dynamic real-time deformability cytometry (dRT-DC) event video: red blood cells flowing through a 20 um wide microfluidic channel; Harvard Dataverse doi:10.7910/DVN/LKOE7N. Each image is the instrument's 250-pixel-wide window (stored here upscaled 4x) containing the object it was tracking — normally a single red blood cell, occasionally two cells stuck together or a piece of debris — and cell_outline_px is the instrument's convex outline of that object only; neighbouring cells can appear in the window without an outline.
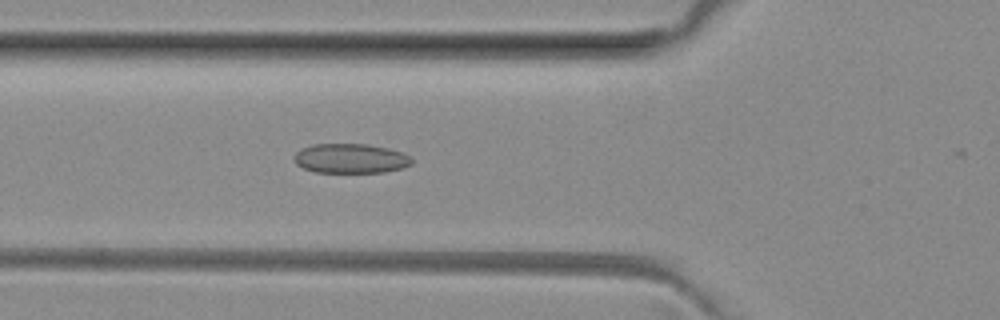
{"species": "common noctule bat (a hibernating species)", "species_latin": "Nyctalus noctula", "temperature_condition": "room temperature", "stored_images_in_passage": 12, "camera_frame_rate_fps": 3000, "um_per_image_px": 0.085, "animal": {"sex": "female", "body_mass_g": 29.2, "forearm_length_mm": 56.3}, "frame": {"image": 1, "passage_image": 11, "time_ms": 3.333, "image_size_px": [1000, 320], "cell_outline_px": [[412, 164], [400, 168], [384, 172], [316, 172], [304, 168], [296, 164], [292, 156], [296, 152], [312, 144], [364, 144], [388, 148], [412, 156]], "centroid_in_image_um": [29.79, 13.47], "position_along_channel_um": 96.0, "area_um2": 20.17}}